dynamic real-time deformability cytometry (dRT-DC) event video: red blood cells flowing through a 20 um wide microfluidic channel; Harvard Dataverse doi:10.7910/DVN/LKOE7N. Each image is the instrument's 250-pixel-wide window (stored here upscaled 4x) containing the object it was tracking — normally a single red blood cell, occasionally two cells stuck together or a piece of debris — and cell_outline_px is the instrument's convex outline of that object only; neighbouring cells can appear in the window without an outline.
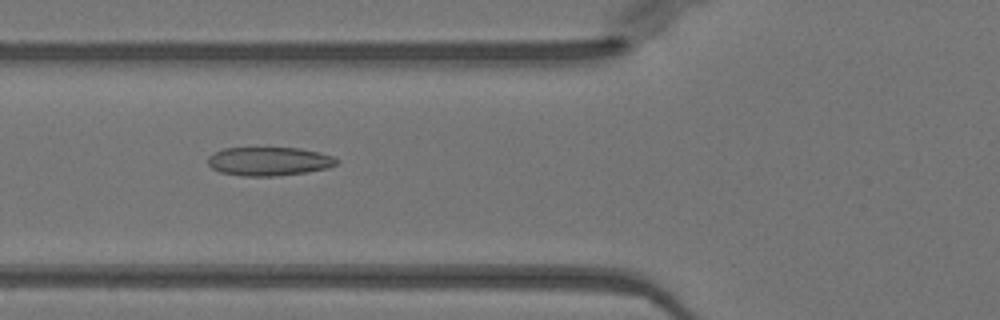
{"species": "Egyptian fruit bat (a non-hibernating species)", "species_latin": "Rousettus aegyptiacus", "temperature_condition": "warm", "stored_images_in_passage": 50, "camera_frame_rate_fps": 3000, "um_per_image_px": 0.085, "animal": {"sex": "female"}, "frame": {"image": 1, "passage_image": 19, "time_ms": 6.0, "image_size_px": [1000, 320], "cell_outline_px": [[340, 160], [336, 164], [328, 168], [308, 172], [276, 176], [244, 176], [220, 172], [212, 168], [208, 164], [208, 156], [224, 148], [300, 148], [320, 152], [332, 156]], "centroid_in_image_um": [22.89, 13.71], "position_along_channel_um": 102.9, "area_um2": 21.56}}
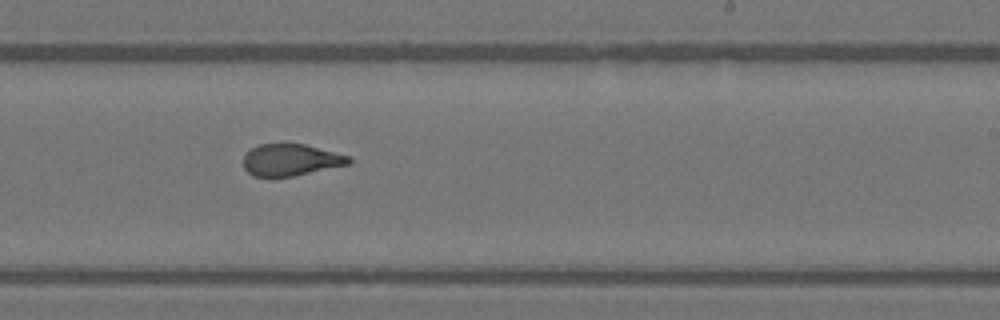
{"frame": {"image": 2, "passage_image": 31, "time_ms": 10.0, "image_size_px": [1000, 320], "cell_outline_px": [[352, 164], [292, 176], [252, 176], [244, 168], [244, 156], [252, 148], [260, 144], [304, 144], [348, 156], [352, 160]], "centroid_in_image_um": [24.73, 13.6], "position_along_channel_um": 264.3, "area_um2": 19.25}}
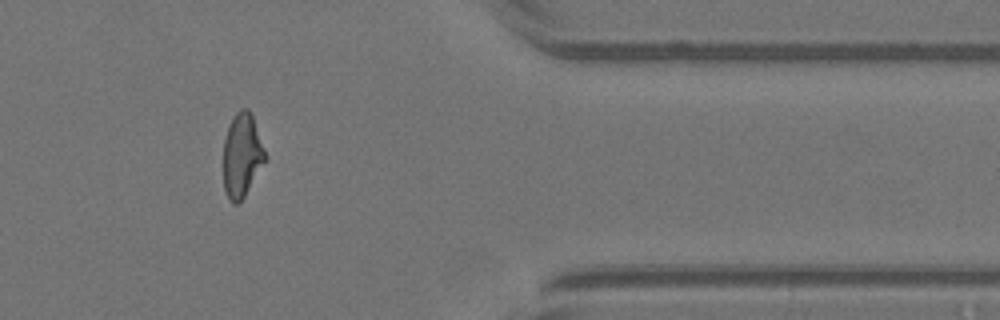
{"frame": {"image": 3, "passage_image": 42, "time_ms": 13.667, "image_size_px": [1000, 320], "cell_outline_px": [[268, 156], [240, 204], [232, 204], [228, 200], [224, 188], [224, 140], [232, 116], [240, 108], [248, 108], [252, 112]], "centroid_in_image_um": [20.59, 13.18], "position_along_channel_um": 390.8, "area_um2": 20.87}, "authors_computed_cell_mechanics": {"area_um2": 21.1837, "velocity_mm_per_s": 4.0239, "shape_relaxation_time_tau1_ms": null, "shape_relaxation_time_tau2_ms": 1.2165, "deformation_change_tau1": null, "deformation_change_tau2": 0.1007}}